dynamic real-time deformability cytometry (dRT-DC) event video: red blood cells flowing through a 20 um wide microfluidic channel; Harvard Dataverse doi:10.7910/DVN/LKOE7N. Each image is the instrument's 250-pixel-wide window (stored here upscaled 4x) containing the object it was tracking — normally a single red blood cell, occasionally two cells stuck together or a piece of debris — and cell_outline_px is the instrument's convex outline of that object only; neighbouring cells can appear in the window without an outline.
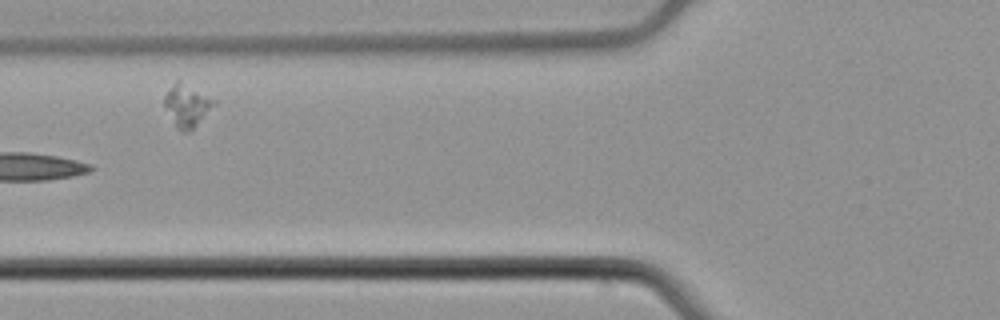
{"species": "common noctule bat (a hibernating species)", "species_latin": "Nyctalus noctula", "temperature_condition": "cold", "stored_images_in_passage": 9, "camera_frame_rate_fps": 3000, "um_per_image_px": 0.085, "animal": {"sex": "male", "body_mass_g": 21.5, "forearm_length_mm": 52.0}, "frame": {"image": 1, "passage_image": 6, "time_ms": 1.667, "image_size_px": [1000, 320], "cell_outline_px": [[216, 104], [192, 132], [184, 132], [176, 128], [164, 104], [164, 96], [172, 84], [176, 80], [180, 80], [216, 100]], "centroid_in_image_um": [15.91, 8.99], "position_along_channel_um": 109.9, "area_um2": 12.37}}
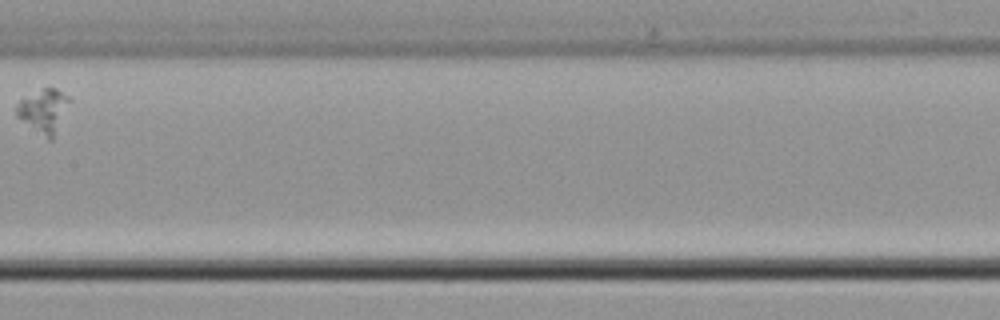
{"frame": {"image": 2, "passage_image": 8, "time_ms": 2.333, "image_size_px": [1000, 320], "cell_outline_px": [[72, 100], [52, 140], [48, 140], [16, 116], [16, 104], [20, 100], [44, 88], [56, 88], [68, 96]], "centroid_in_image_um": [3.73, 9.42], "position_along_channel_um": 203.7, "area_um2": 13.29}}
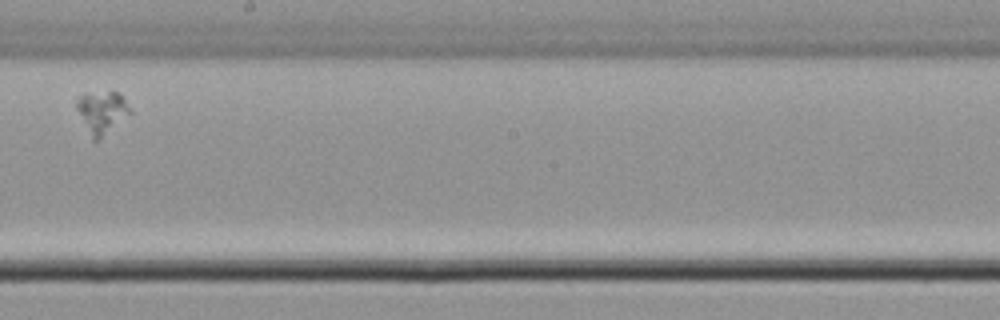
{"frame": {"image": 3, "passage_image": 9, "time_ms": 2.667, "image_size_px": [1000, 320], "cell_outline_px": [[132, 112], [96, 140], [92, 140], [76, 108], [76, 100], [84, 92], [116, 92], [124, 100]], "centroid_in_image_um": [8.61, 9.49], "position_along_channel_um": 239.6, "area_um2": 12.66}}